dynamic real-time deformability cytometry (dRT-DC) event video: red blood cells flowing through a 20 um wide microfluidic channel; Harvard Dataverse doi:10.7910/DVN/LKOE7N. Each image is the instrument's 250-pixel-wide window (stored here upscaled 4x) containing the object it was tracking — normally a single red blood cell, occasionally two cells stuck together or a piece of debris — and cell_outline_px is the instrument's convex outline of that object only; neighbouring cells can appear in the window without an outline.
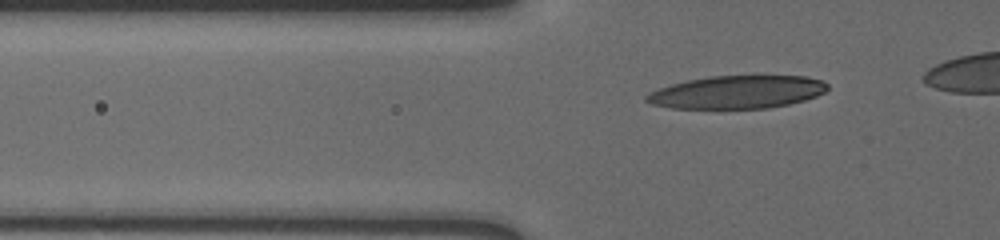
{"species": "human", "species_latin": "Homo sapiens", "temperature_condition": "cold", "stored_images_in_passage": 37, "camera_frame_rate_fps": 3000, "um_per_image_px": 0.085, "donor": {"sex": "male"}, "frame": {"image": 1, "passage_image": 5, "time_ms": 1.333, "image_size_px": [1000, 240], "cell_outline_px": [[828, 88], [824, 92], [816, 96], [804, 100], [788, 104], [768, 108], [672, 108], [652, 104], [644, 100], [644, 96], [648, 92], [672, 84], [688, 80], [708, 76], [808, 76], [824, 80], [828, 84]], "centroid_in_image_um": [62.66, 7.82], "position_along_channel_um": 63.1, "area_um2": 34.74}}
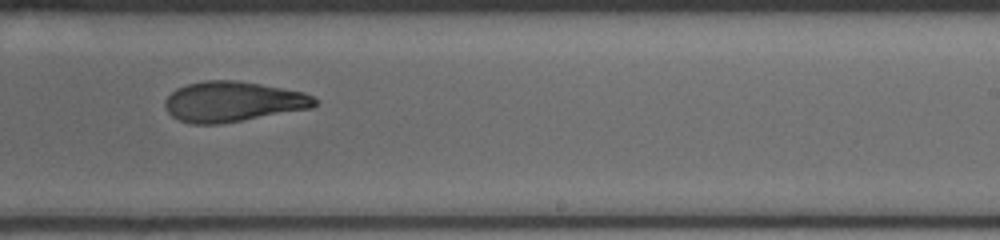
{"frame": {"image": 2, "passage_image": 23, "time_ms": 7.333, "image_size_px": [1000, 240], "cell_outline_px": [[316, 104], [312, 108], [216, 124], [192, 124], [180, 120], [172, 116], [168, 112], [164, 104], [164, 100], [176, 88], [188, 84], [204, 80], [236, 80], [260, 84], [304, 92], [312, 96], [316, 100]], "centroid_in_image_um": [19.76, 8.63], "position_along_channel_um": 269.2, "area_um2": 34.8}}
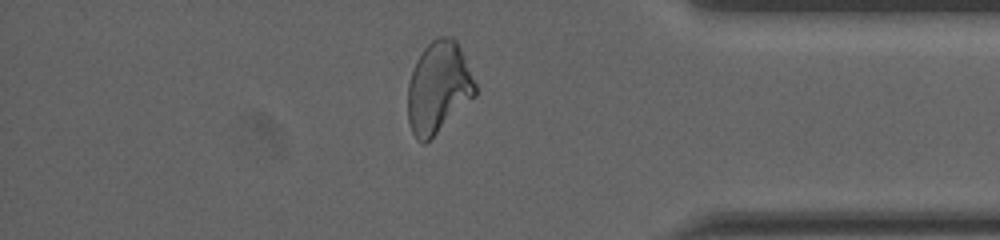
{"frame": {"image": 3, "passage_image": 35, "time_ms": 11.333, "image_size_px": [1000, 240], "cell_outline_px": [[476, 96], [424, 144], [416, 140], [412, 132], [408, 120], [408, 84], [416, 60], [424, 48], [432, 40], [440, 36], [452, 36], [456, 40], [476, 84]], "centroid_in_image_um": [37.26, 7.44], "position_along_channel_um": 397.9, "area_um2": 35.66}}